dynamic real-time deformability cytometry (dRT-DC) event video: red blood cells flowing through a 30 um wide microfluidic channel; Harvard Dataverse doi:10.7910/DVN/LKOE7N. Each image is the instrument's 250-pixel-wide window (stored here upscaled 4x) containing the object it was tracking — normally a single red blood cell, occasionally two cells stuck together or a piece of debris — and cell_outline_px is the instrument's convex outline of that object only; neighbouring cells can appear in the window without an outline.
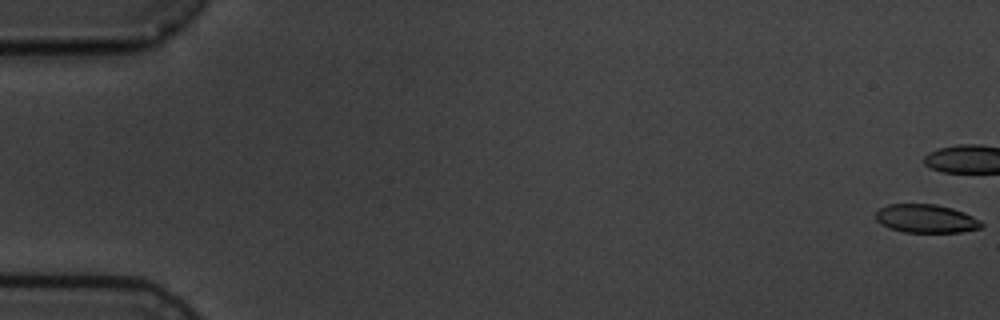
{"species": "common noctule bat (a hibernating species)", "species_latin": "Nyctalus noctula", "temperature_condition": "cold", "stored_images_in_passage": 17, "camera_frame_rate_fps": 3000, "um_per_image_px": 0.085, "animal": {"sex": "male", "body_mass_g": 19.5, "forearm_length_mm": 54.6}, "frame": {"image": 1, "passage_image": 1, "time_ms": 0.0, "image_size_px": [1000, 320], "cell_outline_px": [[984, 224], [980, 228], [960, 232], [904, 232], [888, 228], [880, 224], [876, 220], [876, 212], [880, 208], [888, 204], [936, 204], [952, 208], [964, 212], [980, 220]], "centroid_in_image_um": [78.7, 18.58], "position_along_channel_um": 6.3, "area_um2": 17.57}}
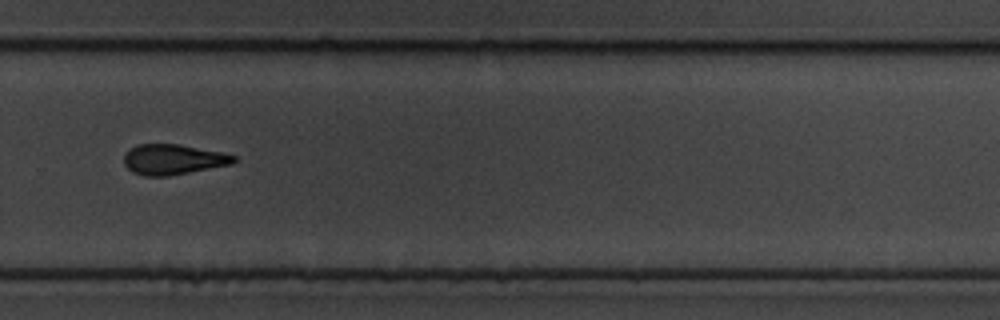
{"frame": {"image": 2, "passage_image": 12, "time_ms": 13.667, "image_size_px": [1000, 320], "cell_outline_px": [[236, 160], [232, 164], [168, 176], [144, 176], [132, 172], [124, 164], [124, 156], [128, 148], [136, 144], [180, 144], [224, 152], [236, 156]], "centroid_in_image_um": [14.7, 13.54], "position_along_channel_um": 315.1, "area_um2": 19.59}}
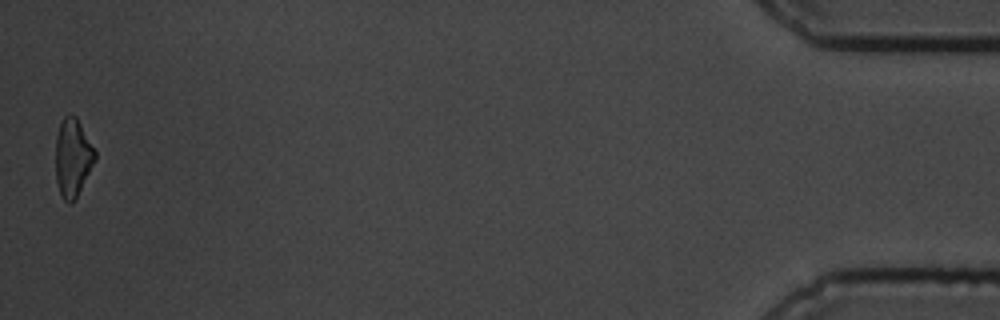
{"frame": {"image": 3, "passage_image": 17, "time_ms": 19.333, "image_size_px": [1000, 320], "cell_outline_px": [[96, 160], [76, 200], [68, 204], [60, 196], [56, 180], [56, 136], [60, 124], [64, 116], [76, 116], [96, 152]], "centroid_in_image_um": [6.19, 13.46], "position_along_channel_um": 429.0, "area_um2": 18.03}, "authors_computed_cell_mechanics": {"area_um2": 19.363, "velocity_mm_per_s": 3.5845, "shape_relaxation_time_tau1_ms": 1.5177, "shape_relaxation_time_tau2_ms": 6.1113, "deformation_change_tau1": 0.0451, "deformation_change_tau2": 0.1276}}